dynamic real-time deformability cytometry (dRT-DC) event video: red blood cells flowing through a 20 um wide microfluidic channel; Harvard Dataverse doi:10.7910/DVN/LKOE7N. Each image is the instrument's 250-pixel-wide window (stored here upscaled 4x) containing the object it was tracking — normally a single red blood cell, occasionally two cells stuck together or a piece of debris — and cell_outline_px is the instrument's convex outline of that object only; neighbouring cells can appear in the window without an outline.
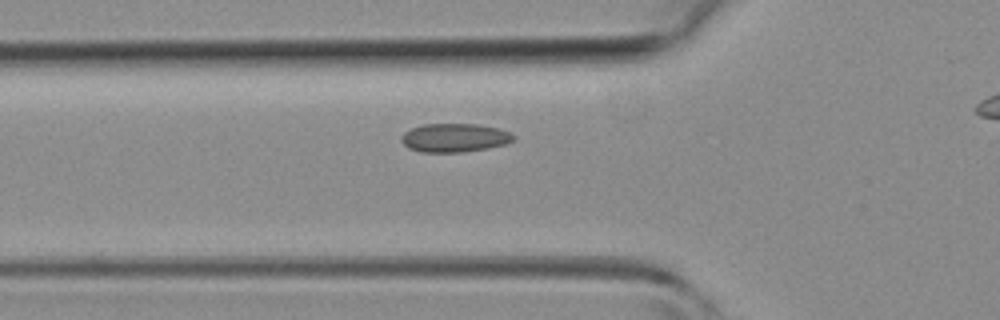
{"species": "common noctule bat (a hibernating species)", "species_latin": "Nyctalus noctula", "temperature_condition": "room temperature", "stored_images_in_passage": 38, "camera_frame_rate_fps": 3000, "um_per_image_px": 0.085, "animal": {"sex": "female", "body_mass_g": 19.3, "forearm_length_mm": 54.1}, "frame": {"image": 1, "passage_image": 14, "time_ms": 4.333, "image_size_px": [1000, 320], "cell_outline_px": [[516, 136], [512, 140], [504, 144], [488, 148], [460, 152], [420, 152], [408, 148], [400, 140], [400, 136], [404, 132], [412, 128], [424, 124], [476, 124], [496, 128], [508, 132]], "centroid_in_image_um": [38.58, 11.71], "position_along_channel_um": 87.2, "area_um2": 18.55}}
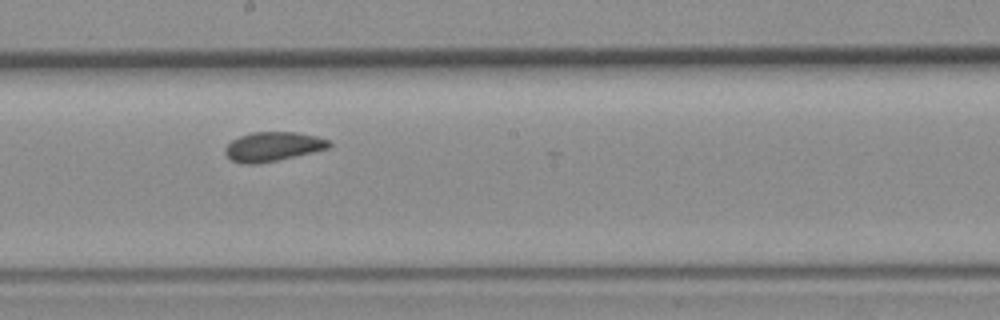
{"frame": {"image": 2, "passage_image": 23, "time_ms": 7.333, "image_size_px": [1000, 320], "cell_outline_px": [[332, 144], [328, 148], [312, 152], [260, 164], [240, 164], [232, 160], [224, 152], [224, 148], [232, 140], [240, 136], [252, 132], [296, 132], [316, 136], [328, 140]], "centroid_in_image_um": [23.17, 12.46], "position_along_channel_um": 225.0, "area_um2": 17.69}}
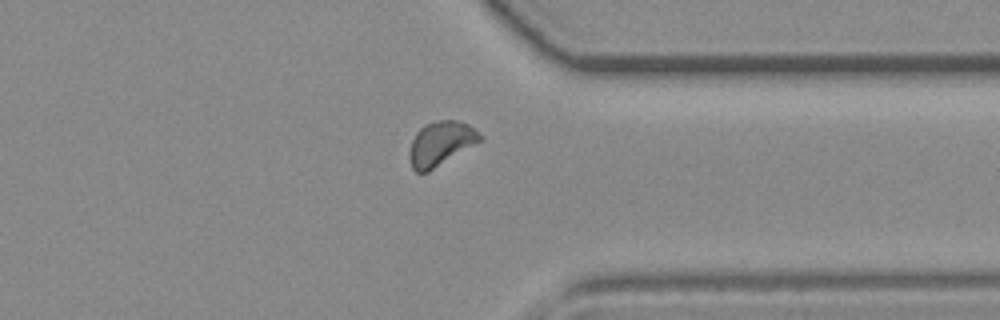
{"frame": {"image": 3, "passage_image": 33, "time_ms": 10.667, "image_size_px": [1000, 320], "cell_outline_px": [[484, 136], [480, 140], [428, 172], [416, 172], [412, 168], [408, 156], [408, 152], [412, 140], [416, 132], [424, 124], [440, 120], [460, 120], [468, 124]], "centroid_in_image_um": [37.42, 12.18], "position_along_channel_um": 374.0, "area_um2": 18.03}}